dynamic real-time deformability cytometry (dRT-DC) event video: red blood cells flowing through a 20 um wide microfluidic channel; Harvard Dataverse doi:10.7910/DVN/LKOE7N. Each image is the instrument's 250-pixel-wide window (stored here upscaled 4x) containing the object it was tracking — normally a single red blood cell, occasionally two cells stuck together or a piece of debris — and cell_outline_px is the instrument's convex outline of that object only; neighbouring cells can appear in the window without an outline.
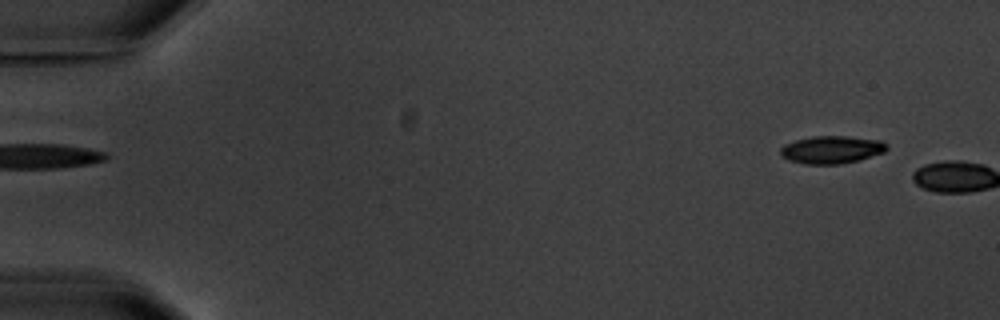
{"species": "common noctule bat (a hibernating species)", "species_latin": "Nyctalus noctula", "temperature_condition": "warm", "stored_images_in_passage": 2, "camera_frame_rate_fps": 3000, "um_per_image_px": 0.085, "animal": {"sex": "male", "body_mass_g": 20.1, "forearm_length_mm": 53.5}, "frame": {"image": 1, "passage_image": 1, "time_ms": 0.0, "image_size_px": [1000, 320], "cell_outline_px": [[888, 148], [884, 152], [860, 160], [840, 164], [804, 164], [788, 160], [780, 156], [780, 148], [784, 144], [796, 140], [812, 136], [848, 136], [880, 140], [888, 144]], "centroid_in_image_um": [70.68, 12.72], "position_along_channel_um": 14.3, "area_um2": 17.34}}